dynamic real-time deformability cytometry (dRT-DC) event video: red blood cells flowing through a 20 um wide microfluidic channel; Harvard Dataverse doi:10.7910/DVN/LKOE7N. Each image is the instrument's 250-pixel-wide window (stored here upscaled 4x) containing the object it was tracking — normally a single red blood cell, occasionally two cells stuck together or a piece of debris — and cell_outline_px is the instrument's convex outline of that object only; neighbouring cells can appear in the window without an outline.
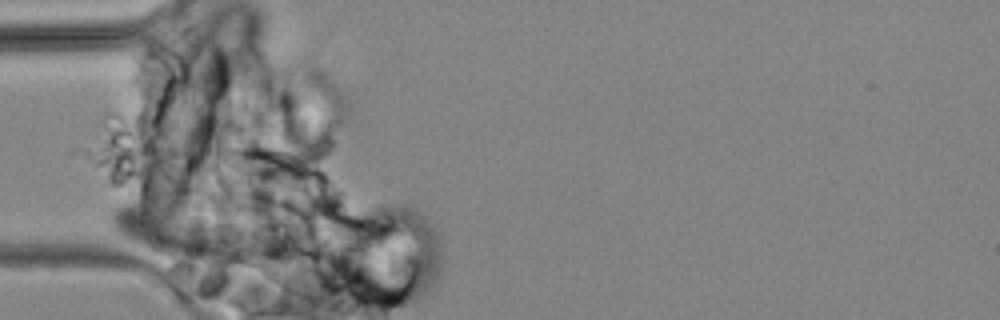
{"species": "common noctule bat (a hibernating species)", "species_latin": "Nyctalus noctula", "temperature_condition": "cold", "stored_images_in_passage": 4, "camera_frame_rate_fps": 3000, "um_per_image_px": 0.085, "animal": {"sex": "male", "body_mass_g": 19.2, "forearm_length_mm": 51.8}, "frame": {"image": 1, "passage_image": 1, "time_ms": 0.0, "image_size_px": [1000, 320], "cell_outline_px": [[224, 256], [196, 260], [172, 260], [152, 252], [124, 236], [112, 224], [108, 216], [120, 204], [132, 204], [204, 232], [208, 236]], "centroid_in_image_um": [13.84, 19.92], "position_along_channel_um": 71.2, "area_um2": 25.43}}
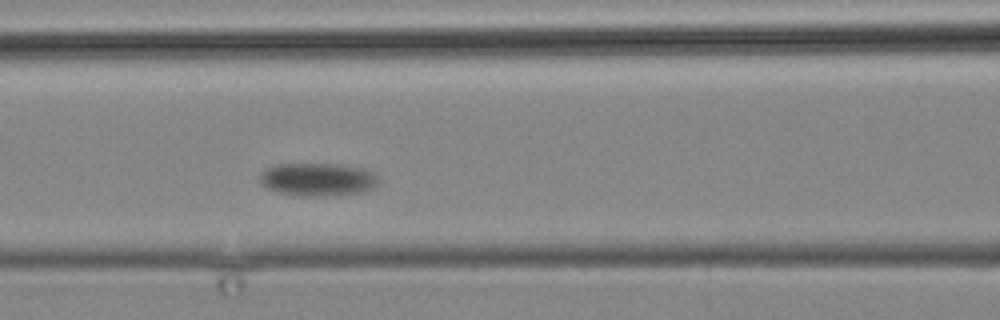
{"frame": {"image": 2, "passage_image": 4, "time_ms": 3.333, "image_size_px": [1000, 320], "cell_outline_px": [[376, 184], [372, 188], [360, 192], [320, 196], [300, 196], [280, 192], [268, 188], [260, 184], [260, 172], [264, 168], [276, 164], [336, 164], [360, 168], [372, 172], [376, 176]], "centroid_in_image_um": [26.92, 15.24], "position_along_channel_um": 139.7, "area_um2": 22.54}}